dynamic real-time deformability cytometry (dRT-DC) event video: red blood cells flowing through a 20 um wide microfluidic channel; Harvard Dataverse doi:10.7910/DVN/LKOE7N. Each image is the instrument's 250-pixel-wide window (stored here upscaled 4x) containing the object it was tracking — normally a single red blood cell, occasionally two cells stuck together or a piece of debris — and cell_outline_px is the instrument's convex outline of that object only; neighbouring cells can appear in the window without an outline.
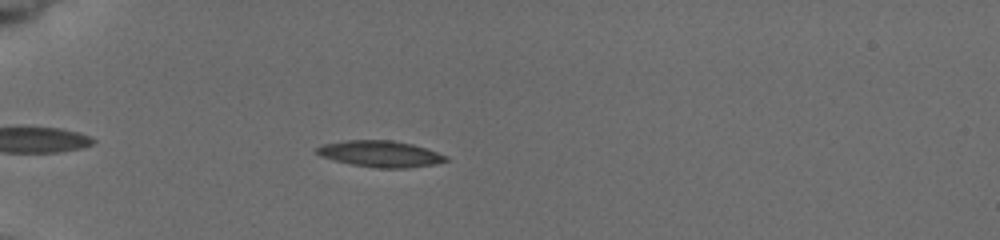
{"species": "common noctule bat (a hibernating species)", "species_latin": "Nyctalus noctula", "temperature_condition": "cold", "stored_images_in_passage": 6, "camera_frame_rate_fps": 3000, "um_per_image_px": 0.085, "animal": {"sex": "female", "body_mass_g": 19.5, "forearm_length_mm": 54.1}, "frame": {"image": 1, "passage_image": 3, "time_ms": 1.667, "image_size_px": [1000, 240], "cell_outline_px": [[448, 160], [436, 164], [408, 168], [380, 168], [352, 164], [320, 156], [316, 152], [316, 148], [324, 144], [344, 140], [392, 140], [412, 144], [448, 156]], "centroid_in_image_um": [32.34, 13.07], "position_along_channel_um": 52.7, "area_um2": 19.59}}
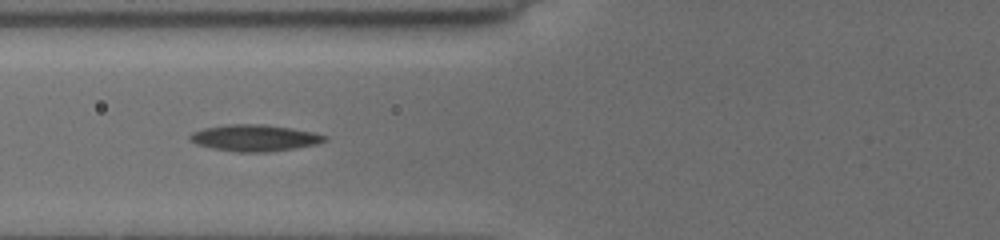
{"frame": {"image": 2, "passage_image": 5, "time_ms": 3.667, "image_size_px": [1000, 240], "cell_outline_px": [[328, 140], [316, 144], [296, 148], [272, 152], [236, 152], [212, 148], [196, 144], [188, 140], [188, 136], [192, 132], [204, 128], [224, 124], [264, 124], [292, 128], [316, 132], [328, 136]], "centroid_in_image_um": [21.65, 11.72], "position_along_channel_um": 104.1, "area_um2": 21.21}}